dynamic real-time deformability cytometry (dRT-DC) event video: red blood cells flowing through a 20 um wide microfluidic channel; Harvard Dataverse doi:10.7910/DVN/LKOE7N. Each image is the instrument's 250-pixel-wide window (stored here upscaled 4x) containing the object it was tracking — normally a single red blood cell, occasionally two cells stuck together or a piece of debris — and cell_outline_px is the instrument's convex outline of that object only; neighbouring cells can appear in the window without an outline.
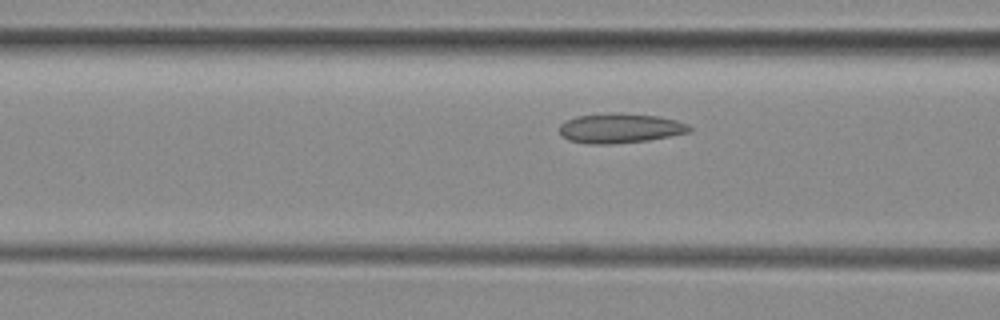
{"species": "common noctule bat (a hibernating species)", "species_latin": "Nyctalus noctula", "temperature_condition": "room temperature", "stored_images_in_passage": 18, "camera_frame_rate_fps": 3000, "um_per_image_px": 0.085, "animal": {"sex": "female", "body_mass_g": 29.2, "forearm_length_mm": 56.3}, "frame": {"image": 1, "passage_image": 16, "time_ms": 5.0, "image_size_px": [1000, 320], "cell_outline_px": [[692, 128], [688, 132], [648, 140], [612, 144], [588, 144], [568, 140], [560, 136], [560, 124], [576, 116], [612, 112], [620, 112], [660, 116], [676, 120], [688, 124]], "centroid_in_image_um": [52.68, 10.89], "position_along_channel_um": 113.9, "area_um2": 22.66}}